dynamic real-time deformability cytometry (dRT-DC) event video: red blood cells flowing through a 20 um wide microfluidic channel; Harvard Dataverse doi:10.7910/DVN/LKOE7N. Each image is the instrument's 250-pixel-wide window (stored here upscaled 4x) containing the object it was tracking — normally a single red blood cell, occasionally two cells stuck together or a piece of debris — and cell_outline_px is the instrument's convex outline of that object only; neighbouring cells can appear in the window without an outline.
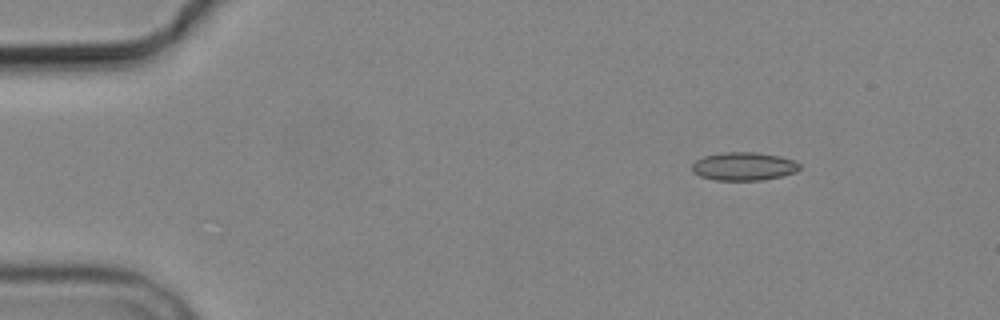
{"species": "common noctule bat (a hibernating species)", "species_latin": "Nyctalus noctula", "temperature_condition": "cold", "stored_images_in_passage": 7, "camera_frame_rate_fps": 3000, "um_per_image_px": 0.085, "animal": {"sex": "male", "body_mass_g": 19.2, "forearm_length_mm": 51.8}, "frame": {"image": 1, "passage_image": 2, "time_ms": 1.333, "image_size_px": [1000, 320], "cell_outline_px": [[800, 168], [796, 172], [764, 180], [712, 180], [700, 176], [692, 172], [692, 164], [696, 160], [704, 156], [720, 152], [756, 152], [780, 156], [792, 160], [800, 164]], "centroid_in_image_um": [63.19, 14.14], "position_along_channel_um": 21.8, "area_um2": 17.8}}
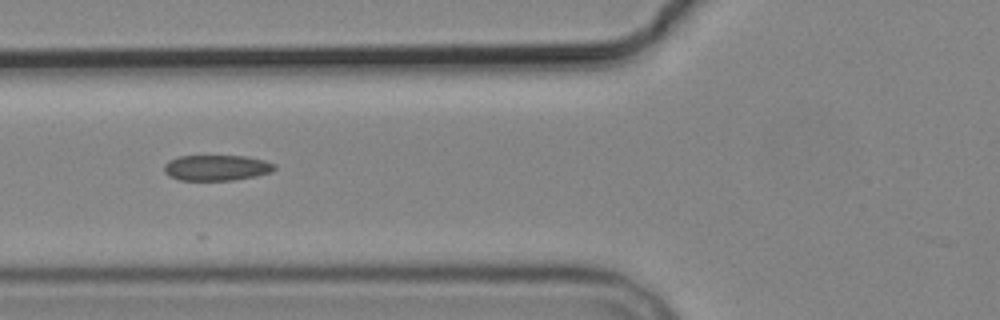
{"frame": {"image": 2, "passage_image": 6, "time_ms": 6.0, "image_size_px": [1000, 320], "cell_outline_px": [[276, 168], [272, 172], [256, 176], [232, 180], [180, 180], [168, 176], [164, 172], [164, 164], [168, 160], [180, 156], [244, 156], [264, 160], [276, 164]], "centroid_in_image_um": [18.4, 14.26], "position_along_channel_um": 107.4, "area_um2": 16.59}}
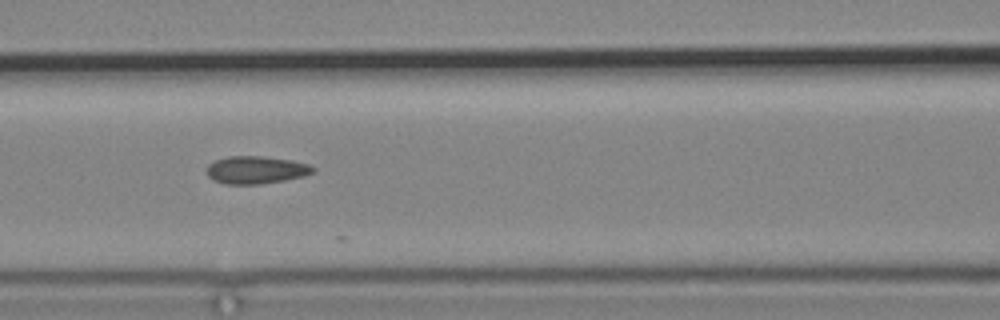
{"frame": {"image": 3, "passage_image": 7, "time_ms": 7.0, "image_size_px": [1000, 320], "cell_outline_px": [[316, 172], [304, 176], [284, 180], [260, 184], [224, 184], [212, 180], [208, 176], [208, 164], [216, 160], [228, 156], [264, 156], [292, 160], [308, 164], [316, 168]], "centroid_in_image_um": [21.79, 14.44], "position_along_channel_um": 144.8, "area_um2": 17.22}}